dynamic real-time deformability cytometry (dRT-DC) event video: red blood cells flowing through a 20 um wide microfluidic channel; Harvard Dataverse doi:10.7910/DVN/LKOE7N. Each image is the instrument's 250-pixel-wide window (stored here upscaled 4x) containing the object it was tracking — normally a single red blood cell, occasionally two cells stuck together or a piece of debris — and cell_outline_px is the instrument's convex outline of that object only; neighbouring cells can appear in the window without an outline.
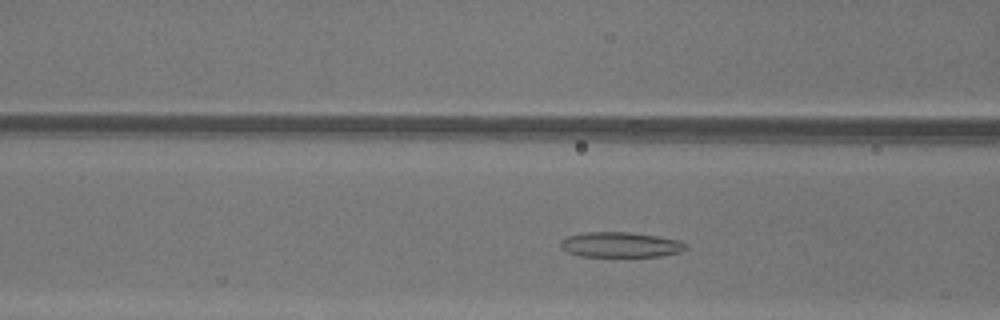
{"species": "common noctule bat (a hibernating species)", "species_latin": "Nyctalus noctula", "temperature_condition": "warm", "stored_images_in_passage": 19, "camera_frame_rate_fps": 3000, "um_per_image_px": 0.085, "animal": {"sex": "female"}, "frame": {"image": 1, "passage_image": 9, "time_ms": 2.667, "image_size_px": [1000, 320], "cell_outline_px": [[688, 248], [676, 256], [624, 260], [592, 260], [568, 252], [560, 248], [560, 240], [568, 236], [584, 232], [632, 232], [660, 236], [680, 240], [688, 244]], "centroid_in_image_um": [52.82, 20.9], "position_along_channel_um": 113.8, "area_um2": 20.75}}
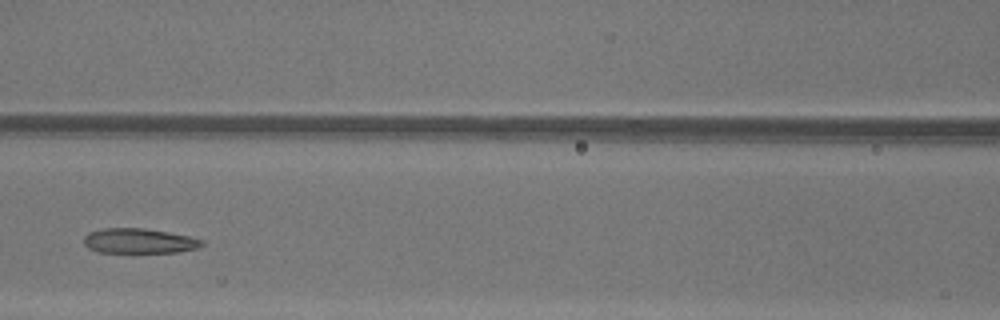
{"frame": {"image": 2, "passage_image": 12, "time_ms": 3.667, "image_size_px": [1000, 320], "cell_outline_px": [[204, 244], [200, 248], [180, 252], [140, 256], [104, 256], [88, 248], [84, 244], [84, 236], [88, 232], [100, 228], [144, 228], [192, 236], [204, 240]], "centroid_in_image_um": [11.78, 20.57], "position_along_channel_um": 154.8, "area_um2": 19.19}}
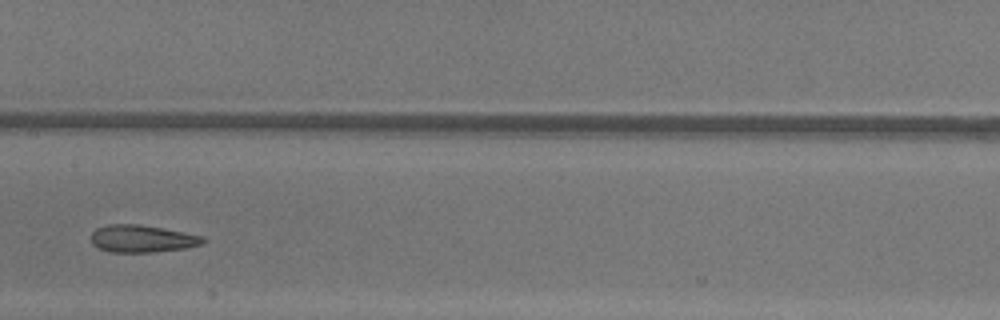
{"frame": {"image": 3, "passage_image": 15, "time_ms": 4.667, "image_size_px": [1000, 320], "cell_outline_px": [[208, 240], [204, 244], [188, 248], [156, 252], [116, 256], [96, 252], [88, 236], [96, 228], [108, 224], [140, 224], [164, 228], [204, 236]], "centroid_in_image_um": [11.96, 20.36], "position_along_channel_um": 195.4, "area_um2": 19.54}}